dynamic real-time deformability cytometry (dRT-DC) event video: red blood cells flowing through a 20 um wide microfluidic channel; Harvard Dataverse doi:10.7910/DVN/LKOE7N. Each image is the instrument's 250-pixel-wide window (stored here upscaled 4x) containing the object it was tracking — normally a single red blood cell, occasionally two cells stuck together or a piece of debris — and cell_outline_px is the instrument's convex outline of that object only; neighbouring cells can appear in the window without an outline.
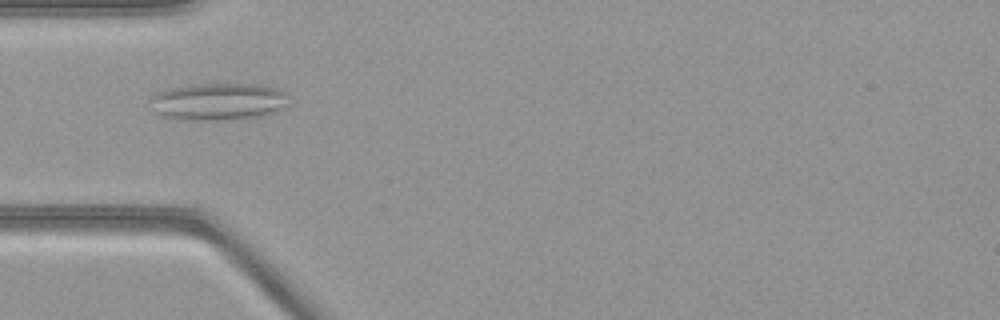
{"species": "common noctule bat (a hibernating species)", "species_latin": "Nyctalus noctula", "temperature_condition": "warm", "stored_images_in_passage": 41, "camera_frame_rate_fps": 3000, "um_per_image_px": 0.085, "animal": {"sex": "female", "body_mass_g": 21.9}, "frame": {"image": 1, "passage_image": 5, "time_ms": 1.333, "image_size_px": [1000, 320], "cell_outline_px": [[288, 104], [276, 112], [260, 116], [228, 120], [188, 120], [160, 116], [156, 112], [148, 100], [156, 92], [172, 88], [196, 84], [264, 84], [280, 88], [284, 92]], "centroid_in_image_um": [18.56, 8.63], "position_along_channel_um": 66.4, "area_um2": 30.29}}
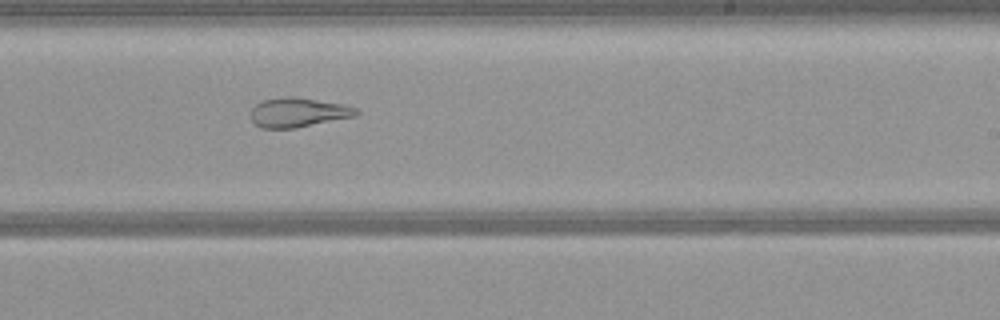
{"frame": {"image": 2, "passage_image": 20, "time_ms": 6.333, "image_size_px": [1000, 320], "cell_outline_px": [[360, 112], [356, 116], [296, 128], [260, 128], [252, 120], [252, 108], [260, 100], [284, 96], [292, 96], [340, 104], [356, 108]], "centroid_in_image_um": [25.32, 9.55], "position_along_channel_um": 263.7, "area_um2": 17.98}}
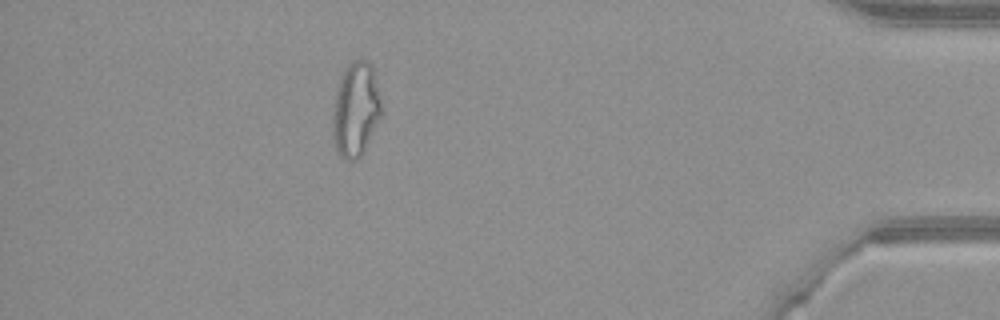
{"frame": {"image": 3, "passage_image": 35, "time_ms": 11.333, "image_size_px": [1000, 320], "cell_outline_px": [[384, 112], [364, 152], [356, 160], [344, 160], [340, 156], [336, 148], [332, 136], [332, 116], [336, 92], [340, 80], [344, 72], [352, 60], [360, 56], [372, 64]], "centroid_in_image_um": [30.27, 9.32], "position_along_channel_um": 404.9, "area_um2": 27.34}}